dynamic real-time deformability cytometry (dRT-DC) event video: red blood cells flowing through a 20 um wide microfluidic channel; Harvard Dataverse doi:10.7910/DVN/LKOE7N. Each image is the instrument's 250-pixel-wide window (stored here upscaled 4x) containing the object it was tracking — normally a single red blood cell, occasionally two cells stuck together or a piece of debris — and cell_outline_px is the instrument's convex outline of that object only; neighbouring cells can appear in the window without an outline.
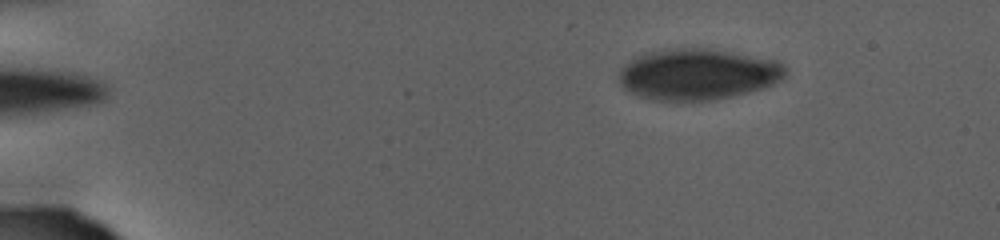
{"species": "human", "species_latin": "Homo sapiens", "temperature_condition": "warm", "stored_images_in_passage": 19, "camera_frame_rate_fps": 3000, "um_per_image_px": 0.085, "donor": {"sex": "female"}, "frame": {"image": 1, "passage_image": 1, "time_ms": 0.0, "image_size_px": [1000, 240], "cell_outline_px": [[784, 76], [780, 80], [772, 84], [760, 88], [728, 96], [708, 100], [660, 100], [644, 96], [632, 92], [624, 88], [620, 80], [620, 68], [624, 64], [636, 56], [644, 52], [676, 48], [708, 48], [776, 60], [784, 64]], "centroid_in_image_um": [59.28, 6.28], "position_along_channel_um": 25.7, "area_um2": 48.67}}
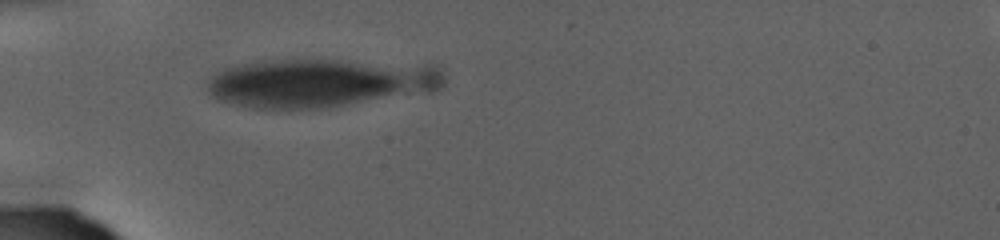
{"frame": {"image": 2, "passage_image": 18, "time_ms": 5.667, "image_size_px": [1000, 240], "cell_outline_px": [[444, 80], [440, 88], [332, 108], [288, 112], [252, 108], [232, 104], [220, 100], [212, 96], [208, 88], [208, 84], [212, 76], [216, 72], [224, 68], [256, 60], [344, 60], [432, 64], [444, 76]], "centroid_in_image_um": [27.12, 7.07], "position_along_channel_um": 57.9, "area_um2": 68.03}}